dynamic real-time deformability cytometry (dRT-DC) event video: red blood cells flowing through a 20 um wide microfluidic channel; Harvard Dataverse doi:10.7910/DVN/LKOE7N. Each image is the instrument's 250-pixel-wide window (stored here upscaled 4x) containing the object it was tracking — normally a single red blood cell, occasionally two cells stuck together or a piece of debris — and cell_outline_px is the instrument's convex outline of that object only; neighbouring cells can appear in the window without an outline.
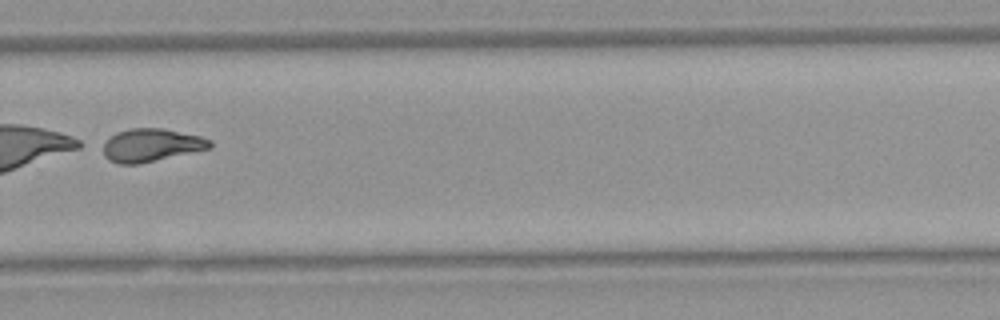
{"species": "Egyptian fruit bat (a non-hibernating species)", "species_latin": "Rousettus aegyptiacus", "temperature_condition": "warm", "stored_images_in_passage": 37, "camera_frame_rate_fps": 3000, "um_per_image_px": 0.085, "animal": {"sex": "female"}, "frame": {"image": 1, "passage_image": 35, "time_ms": 11.333, "image_size_px": [1000, 320], "cell_outline_px": [[212, 148], [140, 164], [120, 164], [108, 160], [104, 156], [100, 144], [116, 132], [128, 128], [164, 128], [200, 136], [212, 140]], "centroid_in_image_um": [12.82, 12.34], "position_along_channel_um": 317.0, "area_um2": 20.98}}